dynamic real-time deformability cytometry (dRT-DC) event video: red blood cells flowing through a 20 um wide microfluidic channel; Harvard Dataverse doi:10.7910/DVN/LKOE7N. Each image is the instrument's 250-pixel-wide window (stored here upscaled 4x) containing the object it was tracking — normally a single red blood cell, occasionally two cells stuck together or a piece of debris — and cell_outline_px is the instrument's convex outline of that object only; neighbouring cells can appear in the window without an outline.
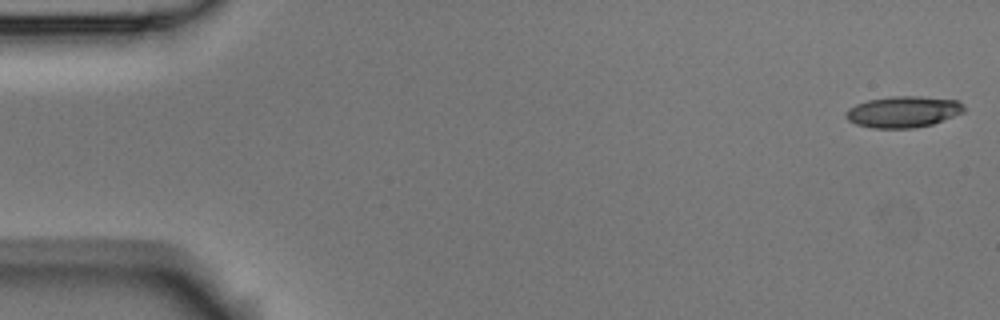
{"species": "Egyptian fruit bat (a non-hibernating species)", "species_latin": "Rousettus aegyptiacus", "temperature_condition": "room temperature", "stored_images_in_passage": 54, "camera_frame_rate_fps": 3000, "um_per_image_px": 0.085, "animal": {"sex": "male"}, "frame": {"image": 1, "passage_image": 1, "time_ms": 0.0, "image_size_px": [1000, 320], "cell_outline_px": [[964, 112], [932, 124], [912, 128], [872, 128], [856, 124], [848, 120], [844, 116], [844, 112], [848, 108], [856, 104], [868, 100], [892, 96], [920, 96], [956, 100], [964, 108]], "centroid_in_image_um": [76.71, 9.5], "position_along_channel_um": 8.3, "area_um2": 21.44}}
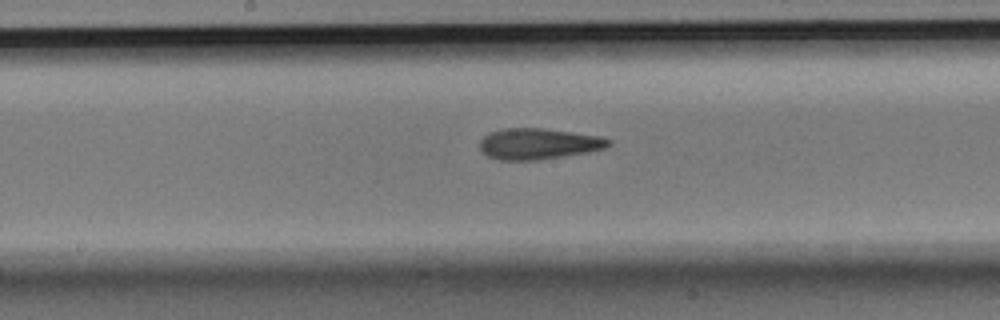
{"frame": {"image": 2, "passage_image": 27, "time_ms": 8.667, "image_size_px": [1000, 320], "cell_outline_px": [[612, 144], [604, 148], [588, 152], [536, 160], [500, 160], [488, 156], [480, 148], [480, 140], [488, 132], [504, 128], [544, 128], [600, 136], [612, 140]], "centroid_in_image_um": [45.77, 12.21], "position_along_channel_um": 202.4, "area_um2": 23.24}}
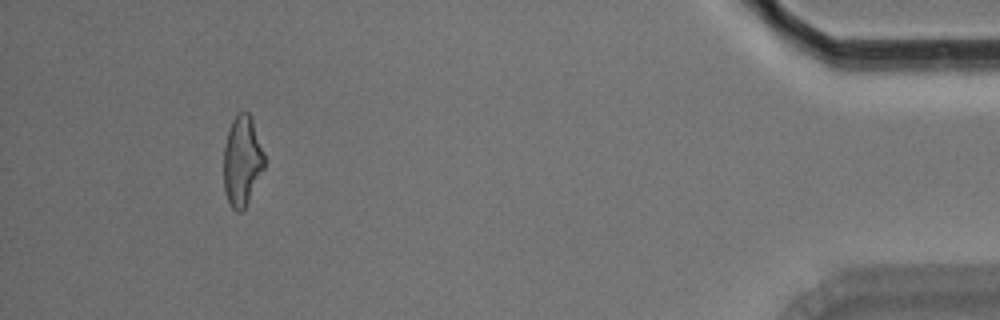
{"frame": {"image": 3, "passage_image": 49, "time_ms": 16.0, "image_size_px": [1000, 320], "cell_outline_px": [[264, 168], [244, 208], [240, 212], [236, 212], [232, 208], [224, 192], [224, 148], [228, 128], [232, 120], [240, 112], [248, 112], [252, 116], [264, 156]], "centroid_in_image_um": [20.56, 13.66], "position_along_channel_um": 414.6, "area_um2": 21.15}}